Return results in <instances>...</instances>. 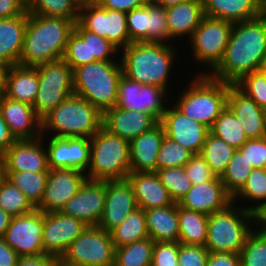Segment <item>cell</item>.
Wrapping results in <instances>:
<instances>
[{
	"mask_svg": "<svg viewBox=\"0 0 266 266\" xmlns=\"http://www.w3.org/2000/svg\"><path fill=\"white\" fill-rule=\"evenodd\" d=\"M179 242H155L151 266H178Z\"/></svg>",
	"mask_w": 266,
	"mask_h": 266,
	"instance_id": "816d5d0a",
	"label": "cell"
},
{
	"mask_svg": "<svg viewBox=\"0 0 266 266\" xmlns=\"http://www.w3.org/2000/svg\"><path fill=\"white\" fill-rule=\"evenodd\" d=\"M241 125L240 120L226 107L217 117L210 132L237 150L248 140Z\"/></svg>",
	"mask_w": 266,
	"mask_h": 266,
	"instance_id": "ab89813d",
	"label": "cell"
},
{
	"mask_svg": "<svg viewBox=\"0 0 266 266\" xmlns=\"http://www.w3.org/2000/svg\"><path fill=\"white\" fill-rule=\"evenodd\" d=\"M149 0H97V3L106 9L128 13L131 10L145 5Z\"/></svg>",
	"mask_w": 266,
	"mask_h": 266,
	"instance_id": "6f0895ef",
	"label": "cell"
},
{
	"mask_svg": "<svg viewBox=\"0 0 266 266\" xmlns=\"http://www.w3.org/2000/svg\"><path fill=\"white\" fill-rule=\"evenodd\" d=\"M150 1L158 6L167 8L190 0H150Z\"/></svg>",
	"mask_w": 266,
	"mask_h": 266,
	"instance_id": "03108f58",
	"label": "cell"
},
{
	"mask_svg": "<svg viewBox=\"0 0 266 266\" xmlns=\"http://www.w3.org/2000/svg\"><path fill=\"white\" fill-rule=\"evenodd\" d=\"M169 35L172 39L182 36L187 40L204 17L202 0H190L165 8Z\"/></svg>",
	"mask_w": 266,
	"mask_h": 266,
	"instance_id": "4dcf8cb0",
	"label": "cell"
},
{
	"mask_svg": "<svg viewBox=\"0 0 266 266\" xmlns=\"http://www.w3.org/2000/svg\"><path fill=\"white\" fill-rule=\"evenodd\" d=\"M191 81V85L182 89L174 106L186 117L211 128L227 107L229 84L215 80L208 74H197Z\"/></svg>",
	"mask_w": 266,
	"mask_h": 266,
	"instance_id": "5b68a950",
	"label": "cell"
},
{
	"mask_svg": "<svg viewBox=\"0 0 266 266\" xmlns=\"http://www.w3.org/2000/svg\"><path fill=\"white\" fill-rule=\"evenodd\" d=\"M38 72L36 67L13 65L4 71L3 94L15 101L33 106L38 92Z\"/></svg>",
	"mask_w": 266,
	"mask_h": 266,
	"instance_id": "83f0119b",
	"label": "cell"
},
{
	"mask_svg": "<svg viewBox=\"0 0 266 266\" xmlns=\"http://www.w3.org/2000/svg\"><path fill=\"white\" fill-rule=\"evenodd\" d=\"M241 199L246 202L254 201L255 203L253 202L252 204L258 202L256 205H246L244 207L254 214L266 205V168H254L251 171L246 184L233 197V202Z\"/></svg>",
	"mask_w": 266,
	"mask_h": 266,
	"instance_id": "74e56055",
	"label": "cell"
},
{
	"mask_svg": "<svg viewBox=\"0 0 266 266\" xmlns=\"http://www.w3.org/2000/svg\"><path fill=\"white\" fill-rule=\"evenodd\" d=\"M227 107L240 120L248 140L265 137V110L236 85L229 84Z\"/></svg>",
	"mask_w": 266,
	"mask_h": 266,
	"instance_id": "cb8c5ba5",
	"label": "cell"
},
{
	"mask_svg": "<svg viewBox=\"0 0 266 266\" xmlns=\"http://www.w3.org/2000/svg\"><path fill=\"white\" fill-rule=\"evenodd\" d=\"M233 202V197L226 191L220 177L192 185L185 196L178 202L184 209L210 215L226 208Z\"/></svg>",
	"mask_w": 266,
	"mask_h": 266,
	"instance_id": "7402d4cb",
	"label": "cell"
},
{
	"mask_svg": "<svg viewBox=\"0 0 266 266\" xmlns=\"http://www.w3.org/2000/svg\"><path fill=\"white\" fill-rule=\"evenodd\" d=\"M238 150L253 168H266V137L247 140Z\"/></svg>",
	"mask_w": 266,
	"mask_h": 266,
	"instance_id": "11a10c76",
	"label": "cell"
},
{
	"mask_svg": "<svg viewBox=\"0 0 266 266\" xmlns=\"http://www.w3.org/2000/svg\"><path fill=\"white\" fill-rule=\"evenodd\" d=\"M173 40L169 35L166 10L149 0V43H163Z\"/></svg>",
	"mask_w": 266,
	"mask_h": 266,
	"instance_id": "c3c4849f",
	"label": "cell"
},
{
	"mask_svg": "<svg viewBox=\"0 0 266 266\" xmlns=\"http://www.w3.org/2000/svg\"><path fill=\"white\" fill-rule=\"evenodd\" d=\"M235 85L259 107L266 110V77L263 74L259 71L252 72Z\"/></svg>",
	"mask_w": 266,
	"mask_h": 266,
	"instance_id": "681fc988",
	"label": "cell"
},
{
	"mask_svg": "<svg viewBox=\"0 0 266 266\" xmlns=\"http://www.w3.org/2000/svg\"><path fill=\"white\" fill-rule=\"evenodd\" d=\"M253 166L248 162L245 156L237 149L225 172L220 177L226 191L234 197L246 184Z\"/></svg>",
	"mask_w": 266,
	"mask_h": 266,
	"instance_id": "60d3db41",
	"label": "cell"
},
{
	"mask_svg": "<svg viewBox=\"0 0 266 266\" xmlns=\"http://www.w3.org/2000/svg\"><path fill=\"white\" fill-rule=\"evenodd\" d=\"M104 203L105 181L86 179L61 212L83 221L87 226H98Z\"/></svg>",
	"mask_w": 266,
	"mask_h": 266,
	"instance_id": "ffe728a7",
	"label": "cell"
},
{
	"mask_svg": "<svg viewBox=\"0 0 266 266\" xmlns=\"http://www.w3.org/2000/svg\"><path fill=\"white\" fill-rule=\"evenodd\" d=\"M232 22L204 16L200 25L195 29L188 39L191 43L190 50L193 59L200 64H205L210 69L197 74H208L223 59L228 45Z\"/></svg>",
	"mask_w": 266,
	"mask_h": 266,
	"instance_id": "8fae6325",
	"label": "cell"
},
{
	"mask_svg": "<svg viewBox=\"0 0 266 266\" xmlns=\"http://www.w3.org/2000/svg\"><path fill=\"white\" fill-rule=\"evenodd\" d=\"M17 253L0 237V266H16Z\"/></svg>",
	"mask_w": 266,
	"mask_h": 266,
	"instance_id": "94428289",
	"label": "cell"
},
{
	"mask_svg": "<svg viewBox=\"0 0 266 266\" xmlns=\"http://www.w3.org/2000/svg\"><path fill=\"white\" fill-rule=\"evenodd\" d=\"M156 173L175 203H178L192 186L184 167L157 169Z\"/></svg>",
	"mask_w": 266,
	"mask_h": 266,
	"instance_id": "f6af8a7d",
	"label": "cell"
},
{
	"mask_svg": "<svg viewBox=\"0 0 266 266\" xmlns=\"http://www.w3.org/2000/svg\"><path fill=\"white\" fill-rule=\"evenodd\" d=\"M259 3L266 10V0H259Z\"/></svg>",
	"mask_w": 266,
	"mask_h": 266,
	"instance_id": "753ad0ef",
	"label": "cell"
},
{
	"mask_svg": "<svg viewBox=\"0 0 266 266\" xmlns=\"http://www.w3.org/2000/svg\"><path fill=\"white\" fill-rule=\"evenodd\" d=\"M87 227L83 221L61 211L43 213V253L61 258Z\"/></svg>",
	"mask_w": 266,
	"mask_h": 266,
	"instance_id": "2e32d148",
	"label": "cell"
},
{
	"mask_svg": "<svg viewBox=\"0 0 266 266\" xmlns=\"http://www.w3.org/2000/svg\"><path fill=\"white\" fill-rule=\"evenodd\" d=\"M86 179V174L76 169H49L43 199L36 209L43 213L62 211Z\"/></svg>",
	"mask_w": 266,
	"mask_h": 266,
	"instance_id": "9a60e30c",
	"label": "cell"
},
{
	"mask_svg": "<svg viewBox=\"0 0 266 266\" xmlns=\"http://www.w3.org/2000/svg\"><path fill=\"white\" fill-rule=\"evenodd\" d=\"M179 243L205 246L208 215L184 209L178 205Z\"/></svg>",
	"mask_w": 266,
	"mask_h": 266,
	"instance_id": "d6a6232c",
	"label": "cell"
},
{
	"mask_svg": "<svg viewBox=\"0 0 266 266\" xmlns=\"http://www.w3.org/2000/svg\"><path fill=\"white\" fill-rule=\"evenodd\" d=\"M5 68L1 63H0V94L3 92V81H4V71Z\"/></svg>",
	"mask_w": 266,
	"mask_h": 266,
	"instance_id": "89a4df30",
	"label": "cell"
},
{
	"mask_svg": "<svg viewBox=\"0 0 266 266\" xmlns=\"http://www.w3.org/2000/svg\"><path fill=\"white\" fill-rule=\"evenodd\" d=\"M26 11L19 0H0V19L14 18Z\"/></svg>",
	"mask_w": 266,
	"mask_h": 266,
	"instance_id": "91938a15",
	"label": "cell"
},
{
	"mask_svg": "<svg viewBox=\"0 0 266 266\" xmlns=\"http://www.w3.org/2000/svg\"><path fill=\"white\" fill-rule=\"evenodd\" d=\"M155 242L147 237L115 248L114 266H151Z\"/></svg>",
	"mask_w": 266,
	"mask_h": 266,
	"instance_id": "f35d334b",
	"label": "cell"
},
{
	"mask_svg": "<svg viewBox=\"0 0 266 266\" xmlns=\"http://www.w3.org/2000/svg\"><path fill=\"white\" fill-rule=\"evenodd\" d=\"M118 99L115 107L146 112L158 123L162 122L169 101L168 92L161 87L141 85L124 75L118 81ZM168 97V99H167Z\"/></svg>",
	"mask_w": 266,
	"mask_h": 266,
	"instance_id": "4fadbf2b",
	"label": "cell"
},
{
	"mask_svg": "<svg viewBox=\"0 0 266 266\" xmlns=\"http://www.w3.org/2000/svg\"><path fill=\"white\" fill-rule=\"evenodd\" d=\"M89 49L90 58H95L97 61H115L118 59L115 56L120 55V52H118L120 50L115 45L105 37H101L92 32H89Z\"/></svg>",
	"mask_w": 266,
	"mask_h": 266,
	"instance_id": "f907efd6",
	"label": "cell"
},
{
	"mask_svg": "<svg viewBox=\"0 0 266 266\" xmlns=\"http://www.w3.org/2000/svg\"><path fill=\"white\" fill-rule=\"evenodd\" d=\"M62 59L73 70L97 61L95 58H90L89 31L84 30L77 22L69 36Z\"/></svg>",
	"mask_w": 266,
	"mask_h": 266,
	"instance_id": "8d00e7d4",
	"label": "cell"
},
{
	"mask_svg": "<svg viewBox=\"0 0 266 266\" xmlns=\"http://www.w3.org/2000/svg\"><path fill=\"white\" fill-rule=\"evenodd\" d=\"M49 171H7V179L22 191L36 208L42 201Z\"/></svg>",
	"mask_w": 266,
	"mask_h": 266,
	"instance_id": "e575fe53",
	"label": "cell"
},
{
	"mask_svg": "<svg viewBox=\"0 0 266 266\" xmlns=\"http://www.w3.org/2000/svg\"><path fill=\"white\" fill-rule=\"evenodd\" d=\"M12 218L10 214L0 208V237L4 236Z\"/></svg>",
	"mask_w": 266,
	"mask_h": 266,
	"instance_id": "be15d7a7",
	"label": "cell"
},
{
	"mask_svg": "<svg viewBox=\"0 0 266 266\" xmlns=\"http://www.w3.org/2000/svg\"><path fill=\"white\" fill-rule=\"evenodd\" d=\"M74 26L70 19L28 13L19 65L36 67L62 59Z\"/></svg>",
	"mask_w": 266,
	"mask_h": 266,
	"instance_id": "7a4b0ae2",
	"label": "cell"
},
{
	"mask_svg": "<svg viewBox=\"0 0 266 266\" xmlns=\"http://www.w3.org/2000/svg\"><path fill=\"white\" fill-rule=\"evenodd\" d=\"M164 137V128L158 123L129 142L131 172H156L157 154Z\"/></svg>",
	"mask_w": 266,
	"mask_h": 266,
	"instance_id": "484cf974",
	"label": "cell"
},
{
	"mask_svg": "<svg viewBox=\"0 0 266 266\" xmlns=\"http://www.w3.org/2000/svg\"><path fill=\"white\" fill-rule=\"evenodd\" d=\"M254 228L239 253L241 266H266V233Z\"/></svg>",
	"mask_w": 266,
	"mask_h": 266,
	"instance_id": "ee69618b",
	"label": "cell"
},
{
	"mask_svg": "<svg viewBox=\"0 0 266 266\" xmlns=\"http://www.w3.org/2000/svg\"><path fill=\"white\" fill-rule=\"evenodd\" d=\"M0 113L16 140H34L42 136V121L30 104L0 94Z\"/></svg>",
	"mask_w": 266,
	"mask_h": 266,
	"instance_id": "44dd1931",
	"label": "cell"
},
{
	"mask_svg": "<svg viewBox=\"0 0 266 266\" xmlns=\"http://www.w3.org/2000/svg\"><path fill=\"white\" fill-rule=\"evenodd\" d=\"M137 208L133 187L128 179L105 181L104 212L98 227L110 233Z\"/></svg>",
	"mask_w": 266,
	"mask_h": 266,
	"instance_id": "ac0fdd59",
	"label": "cell"
},
{
	"mask_svg": "<svg viewBox=\"0 0 266 266\" xmlns=\"http://www.w3.org/2000/svg\"><path fill=\"white\" fill-rule=\"evenodd\" d=\"M173 45L130 43L119 51L122 54L120 62L123 75L141 85L161 87L168 92L167 88L170 85L168 80H171V69L173 65L175 67L174 59L178 54Z\"/></svg>",
	"mask_w": 266,
	"mask_h": 266,
	"instance_id": "3957f363",
	"label": "cell"
},
{
	"mask_svg": "<svg viewBox=\"0 0 266 266\" xmlns=\"http://www.w3.org/2000/svg\"><path fill=\"white\" fill-rule=\"evenodd\" d=\"M110 234L115 248L149 237L144 210L137 208L131 212Z\"/></svg>",
	"mask_w": 266,
	"mask_h": 266,
	"instance_id": "836d02e7",
	"label": "cell"
},
{
	"mask_svg": "<svg viewBox=\"0 0 266 266\" xmlns=\"http://www.w3.org/2000/svg\"><path fill=\"white\" fill-rule=\"evenodd\" d=\"M90 163L85 172L89 180H123L131 172L130 143L103 126L90 138Z\"/></svg>",
	"mask_w": 266,
	"mask_h": 266,
	"instance_id": "ba28073f",
	"label": "cell"
},
{
	"mask_svg": "<svg viewBox=\"0 0 266 266\" xmlns=\"http://www.w3.org/2000/svg\"><path fill=\"white\" fill-rule=\"evenodd\" d=\"M7 180V168L4 155H0V187Z\"/></svg>",
	"mask_w": 266,
	"mask_h": 266,
	"instance_id": "003e7915",
	"label": "cell"
},
{
	"mask_svg": "<svg viewBox=\"0 0 266 266\" xmlns=\"http://www.w3.org/2000/svg\"><path fill=\"white\" fill-rule=\"evenodd\" d=\"M168 105L163 115L162 126L165 136L178 142L193 154H199L210 132V128L201 122L186 117L173 104Z\"/></svg>",
	"mask_w": 266,
	"mask_h": 266,
	"instance_id": "d6986e66",
	"label": "cell"
},
{
	"mask_svg": "<svg viewBox=\"0 0 266 266\" xmlns=\"http://www.w3.org/2000/svg\"><path fill=\"white\" fill-rule=\"evenodd\" d=\"M15 141L16 139L11 134L8 125L0 113V155H4L9 146Z\"/></svg>",
	"mask_w": 266,
	"mask_h": 266,
	"instance_id": "6125c7cd",
	"label": "cell"
},
{
	"mask_svg": "<svg viewBox=\"0 0 266 266\" xmlns=\"http://www.w3.org/2000/svg\"><path fill=\"white\" fill-rule=\"evenodd\" d=\"M77 23L84 29L105 37L119 50L130 44L126 13L106 9L97 2L80 6Z\"/></svg>",
	"mask_w": 266,
	"mask_h": 266,
	"instance_id": "7c38bea8",
	"label": "cell"
},
{
	"mask_svg": "<svg viewBox=\"0 0 266 266\" xmlns=\"http://www.w3.org/2000/svg\"><path fill=\"white\" fill-rule=\"evenodd\" d=\"M144 212L148 235L154 242H179L178 203Z\"/></svg>",
	"mask_w": 266,
	"mask_h": 266,
	"instance_id": "1f68e13d",
	"label": "cell"
},
{
	"mask_svg": "<svg viewBox=\"0 0 266 266\" xmlns=\"http://www.w3.org/2000/svg\"><path fill=\"white\" fill-rule=\"evenodd\" d=\"M259 230L266 233V205L256 213V223Z\"/></svg>",
	"mask_w": 266,
	"mask_h": 266,
	"instance_id": "e7e4bbea",
	"label": "cell"
},
{
	"mask_svg": "<svg viewBox=\"0 0 266 266\" xmlns=\"http://www.w3.org/2000/svg\"><path fill=\"white\" fill-rule=\"evenodd\" d=\"M204 16L242 22L259 17L266 10L259 0H202Z\"/></svg>",
	"mask_w": 266,
	"mask_h": 266,
	"instance_id": "f546056e",
	"label": "cell"
},
{
	"mask_svg": "<svg viewBox=\"0 0 266 266\" xmlns=\"http://www.w3.org/2000/svg\"><path fill=\"white\" fill-rule=\"evenodd\" d=\"M209 253L205 246L179 243L178 266H207Z\"/></svg>",
	"mask_w": 266,
	"mask_h": 266,
	"instance_id": "db71d44e",
	"label": "cell"
},
{
	"mask_svg": "<svg viewBox=\"0 0 266 266\" xmlns=\"http://www.w3.org/2000/svg\"><path fill=\"white\" fill-rule=\"evenodd\" d=\"M118 61H96L73 70L74 95L87 100L102 115L117 103L118 81L123 75Z\"/></svg>",
	"mask_w": 266,
	"mask_h": 266,
	"instance_id": "277c9868",
	"label": "cell"
},
{
	"mask_svg": "<svg viewBox=\"0 0 266 266\" xmlns=\"http://www.w3.org/2000/svg\"><path fill=\"white\" fill-rule=\"evenodd\" d=\"M19 1L23 4V6L26 9H28L31 6V4L34 2V0H19Z\"/></svg>",
	"mask_w": 266,
	"mask_h": 266,
	"instance_id": "8c879c8a",
	"label": "cell"
},
{
	"mask_svg": "<svg viewBox=\"0 0 266 266\" xmlns=\"http://www.w3.org/2000/svg\"><path fill=\"white\" fill-rule=\"evenodd\" d=\"M258 71L266 77V53L261 61Z\"/></svg>",
	"mask_w": 266,
	"mask_h": 266,
	"instance_id": "a7ac6f4b",
	"label": "cell"
},
{
	"mask_svg": "<svg viewBox=\"0 0 266 266\" xmlns=\"http://www.w3.org/2000/svg\"><path fill=\"white\" fill-rule=\"evenodd\" d=\"M16 266H62V263L60 257L41 253L38 255L19 256Z\"/></svg>",
	"mask_w": 266,
	"mask_h": 266,
	"instance_id": "9f6ffc18",
	"label": "cell"
},
{
	"mask_svg": "<svg viewBox=\"0 0 266 266\" xmlns=\"http://www.w3.org/2000/svg\"><path fill=\"white\" fill-rule=\"evenodd\" d=\"M158 122L146 112L114 107L103 114L102 126L127 141L151 130Z\"/></svg>",
	"mask_w": 266,
	"mask_h": 266,
	"instance_id": "d4e9b609",
	"label": "cell"
},
{
	"mask_svg": "<svg viewBox=\"0 0 266 266\" xmlns=\"http://www.w3.org/2000/svg\"><path fill=\"white\" fill-rule=\"evenodd\" d=\"M127 179L133 187L138 208L148 210L175 203L156 172H130Z\"/></svg>",
	"mask_w": 266,
	"mask_h": 266,
	"instance_id": "4316f807",
	"label": "cell"
},
{
	"mask_svg": "<svg viewBox=\"0 0 266 266\" xmlns=\"http://www.w3.org/2000/svg\"><path fill=\"white\" fill-rule=\"evenodd\" d=\"M130 43H149V1L126 13Z\"/></svg>",
	"mask_w": 266,
	"mask_h": 266,
	"instance_id": "7dc6e473",
	"label": "cell"
},
{
	"mask_svg": "<svg viewBox=\"0 0 266 266\" xmlns=\"http://www.w3.org/2000/svg\"><path fill=\"white\" fill-rule=\"evenodd\" d=\"M27 11L39 16L66 18L76 23L80 6L75 0H34Z\"/></svg>",
	"mask_w": 266,
	"mask_h": 266,
	"instance_id": "b9f144b4",
	"label": "cell"
},
{
	"mask_svg": "<svg viewBox=\"0 0 266 266\" xmlns=\"http://www.w3.org/2000/svg\"><path fill=\"white\" fill-rule=\"evenodd\" d=\"M0 208L12 217L28 214L36 209L8 179L0 187Z\"/></svg>",
	"mask_w": 266,
	"mask_h": 266,
	"instance_id": "7bdbcfd3",
	"label": "cell"
},
{
	"mask_svg": "<svg viewBox=\"0 0 266 266\" xmlns=\"http://www.w3.org/2000/svg\"><path fill=\"white\" fill-rule=\"evenodd\" d=\"M49 169L71 168L86 172L90 163V138L57 137L47 138Z\"/></svg>",
	"mask_w": 266,
	"mask_h": 266,
	"instance_id": "e0dca14e",
	"label": "cell"
},
{
	"mask_svg": "<svg viewBox=\"0 0 266 266\" xmlns=\"http://www.w3.org/2000/svg\"><path fill=\"white\" fill-rule=\"evenodd\" d=\"M193 155L190 150L165 136L157 154V169L184 167Z\"/></svg>",
	"mask_w": 266,
	"mask_h": 266,
	"instance_id": "bcb514c9",
	"label": "cell"
},
{
	"mask_svg": "<svg viewBox=\"0 0 266 266\" xmlns=\"http://www.w3.org/2000/svg\"><path fill=\"white\" fill-rule=\"evenodd\" d=\"M28 24V11L14 18L0 19V63L18 65Z\"/></svg>",
	"mask_w": 266,
	"mask_h": 266,
	"instance_id": "f1b7e54d",
	"label": "cell"
},
{
	"mask_svg": "<svg viewBox=\"0 0 266 266\" xmlns=\"http://www.w3.org/2000/svg\"><path fill=\"white\" fill-rule=\"evenodd\" d=\"M266 53V11L259 17L233 24L224 57L208 73L218 81L235 85L258 71Z\"/></svg>",
	"mask_w": 266,
	"mask_h": 266,
	"instance_id": "6da1fadb",
	"label": "cell"
},
{
	"mask_svg": "<svg viewBox=\"0 0 266 266\" xmlns=\"http://www.w3.org/2000/svg\"><path fill=\"white\" fill-rule=\"evenodd\" d=\"M42 136L91 138L102 127L103 115L87 100L68 97L42 119Z\"/></svg>",
	"mask_w": 266,
	"mask_h": 266,
	"instance_id": "8992f818",
	"label": "cell"
},
{
	"mask_svg": "<svg viewBox=\"0 0 266 266\" xmlns=\"http://www.w3.org/2000/svg\"><path fill=\"white\" fill-rule=\"evenodd\" d=\"M3 239L18 256L43 253V212L34 209L13 217Z\"/></svg>",
	"mask_w": 266,
	"mask_h": 266,
	"instance_id": "5bb4252c",
	"label": "cell"
},
{
	"mask_svg": "<svg viewBox=\"0 0 266 266\" xmlns=\"http://www.w3.org/2000/svg\"><path fill=\"white\" fill-rule=\"evenodd\" d=\"M236 149L211 132L199 153L215 176L221 177L225 172Z\"/></svg>",
	"mask_w": 266,
	"mask_h": 266,
	"instance_id": "d590c367",
	"label": "cell"
},
{
	"mask_svg": "<svg viewBox=\"0 0 266 266\" xmlns=\"http://www.w3.org/2000/svg\"><path fill=\"white\" fill-rule=\"evenodd\" d=\"M76 3L79 5V6H83V5H86V4H92V3H96L97 0H75Z\"/></svg>",
	"mask_w": 266,
	"mask_h": 266,
	"instance_id": "2644e50d",
	"label": "cell"
},
{
	"mask_svg": "<svg viewBox=\"0 0 266 266\" xmlns=\"http://www.w3.org/2000/svg\"><path fill=\"white\" fill-rule=\"evenodd\" d=\"M41 136L34 140H16L4 154L7 171H49L46 146Z\"/></svg>",
	"mask_w": 266,
	"mask_h": 266,
	"instance_id": "603a6c76",
	"label": "cell"
},
{
	"mask_svg": "<svg viewBox=\"0 0 266 266\" xmlns=\"http://www.w3.org/2000/svg\"><path fill=\"white\" fill-rule=\"evenodd\" d=\"M236 203L232 202L226 208L208 215L205 247L209 252L239 254L253 231L252 227H256V214Z\"/></svg>",
	"mask_w": 266,
	"mask_h": 266,
	"instance_id": "52a82bcc",
	"label": "cell"
},
{
	"mask_svg": "<svg viewBox=\"0 0 266 266\" xmlns=\"http://www.w3.org/2000/svg\"><path fill=\"white\" fill-rule=\"evenodd\" d=\"M62 266H114L115 246L111 234L88 226L61 256Z\"/></svg>",
	"mask_w": 266,
	"mask_h": 266,
	"instance_id": "30bf717a",
	"label": "cell"
},
{
	"mask_svg": "<svg viewBox=\"0 0 266 266\" xmlns=\"http://www.w3.org/2000/svg\"><path fill=\"white\" fill-rule=\"evenodd\" d=\"M184 171L192 185L202 184L216 177L200 154L191 157L184 165Z\"/></svg>",
	"mask_w": 266,
	"mask_h": 266,
	"instance_id": "f5cc1de1",
	"label": "cell"
},
{
	"mask_svg": "<svg viewBox=\"0 0 266 266\" xmlns=\"http://www.w3.org/2000/svg\"><path fill=\"white\" fill-rule=\"evenodd\" d=\"M36 69L39 86L33 108L42 119L74 95L73 69L63 59L36 66Z\"/></svg>",
	"mask_w": 266,
	"mask_h": 266,
	"instance_id": "9c48e42d",
	"label": "cell"
},
{
	"mask_svg": "<svg viewBox=\"0 0 266 266\" xmlns=\"http://www.w3.org/2000/svg\"><path fill=\"white\" fill-rule=\"evenodd\" d=\"M265 137H266V110H265Z\"/></svg>",
	"mask_w": 266,
	"mask_h": 266,
	"instance_id": "34e18365",
	"label": "cell"
},
{
	"mask_svg": "<svg viewBox=\"0 0 266 266\" xmlns=\"http://www.w3.org/2000/svg\"><path fill=\"white\" fill-rule=\"evenodd\" d=\"M207 266H241L240 256L236 253L210 252Z\"/></svg>",
	"mask_w": 266,
	"mask_h": 266,
	"instance_id": "680465c9",
	"label": "cell"
}]
</instances>
